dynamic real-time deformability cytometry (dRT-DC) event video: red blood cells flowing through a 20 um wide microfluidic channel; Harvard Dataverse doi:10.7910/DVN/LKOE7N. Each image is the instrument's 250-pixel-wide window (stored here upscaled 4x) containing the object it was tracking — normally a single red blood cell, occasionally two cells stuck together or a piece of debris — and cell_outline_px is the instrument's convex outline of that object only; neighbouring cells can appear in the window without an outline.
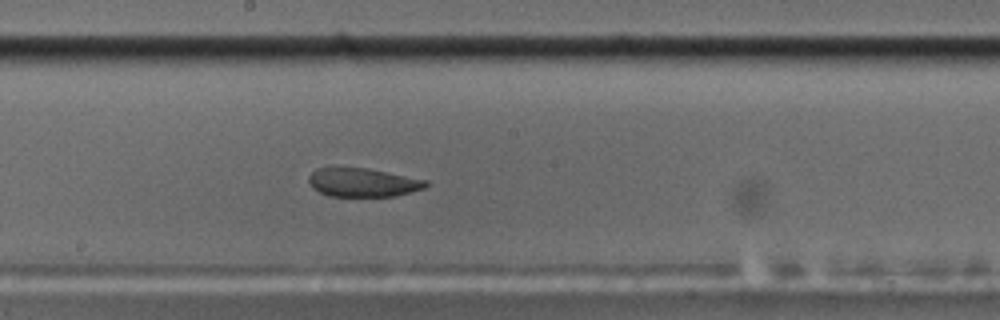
{"species": "common noctule bat (a hibernating species)", "species_latin": "Nyctalus noctula", "temperature_condition": "cold", "stored_images_in_passage": 46, "camera_frame_rate_fps": 3000, "um_per_image_px": 0.085, "animal": {"sex": "male", "body_mass_g": 17.5, "forearm_length_mm": 52.3}, "frame": {"image": 1, "passage_image": 20, "time_ms": 6.333, "image_size_px": [1000, 320], "cell_outline_px": [[428, 184], [424, 188], [396, 196], [328, 196], [312, 188], [308, 180], [308, 176], [316, 168], [368, 168], [428, 180]], "centroid_in_image_um": [30.84, 15.51], "position_along_channel_um": 217.4, "area_um2": 19.54}}